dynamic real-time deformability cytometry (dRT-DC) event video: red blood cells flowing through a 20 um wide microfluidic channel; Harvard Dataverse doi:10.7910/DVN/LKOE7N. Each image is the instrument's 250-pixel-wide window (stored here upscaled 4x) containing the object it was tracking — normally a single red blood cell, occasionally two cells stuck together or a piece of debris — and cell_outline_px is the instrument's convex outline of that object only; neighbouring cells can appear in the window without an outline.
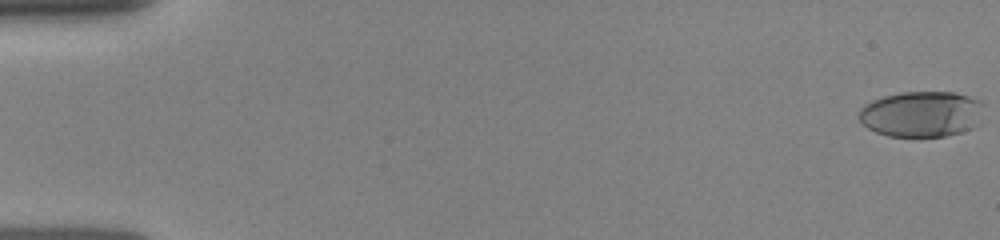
{"species": "human", "species_latin": "Homo sapiens", "temperature_condition": "room temperature", "stored_images_in_passage": 15, "camera_frame_rate_fps": 3000, "um_per_image_px": 0.085, "donor": {"sex": "female"}, "frame": {"image": 1, "passage_image": 1, "time_ms": 0.0, "image_size_px": [1000, 240], "cell_outline_px": [[984, 104], [972, 128], [960, 132], [944, 136], [888, 136], [876, 132], [868, 128], [860, 120], [860, 108], [864, 104], [872, 100], [884, 96], [900, 92], [956, 92], [980, 100]], "centroid_in_image_um": [78.29, 9.68], "position_along_channel_um": 6.7, "area_um2": 33.0}}
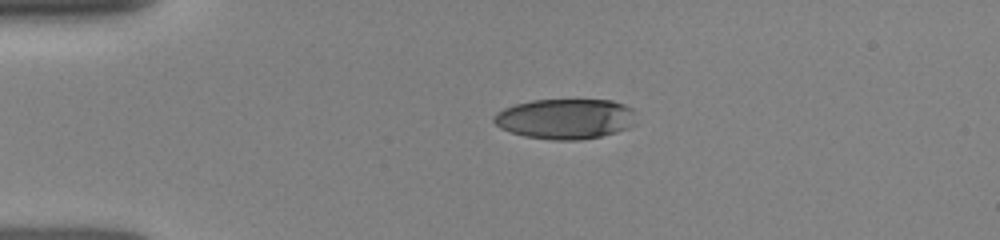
{"frame": {"image": 2, "passage_image": 11, "time_ms": 3.667, "image_size_px": [1000, 240], "cell_outline_px": [[636, 124], [628, 128], [616, 132], [600, 136], [580, 140], [552, 140], [524, 136], [500, 128], [492, 120], [492, 116], [496, 112], [504, 108], [516, 104], [532, 100], [612, 100], [624, 104], [632, 108], [636, 112]], "centroid_in_image_um": [48.08, 10.1], "position_along_channel_um": 36.9, "area_um2": 33.7}}
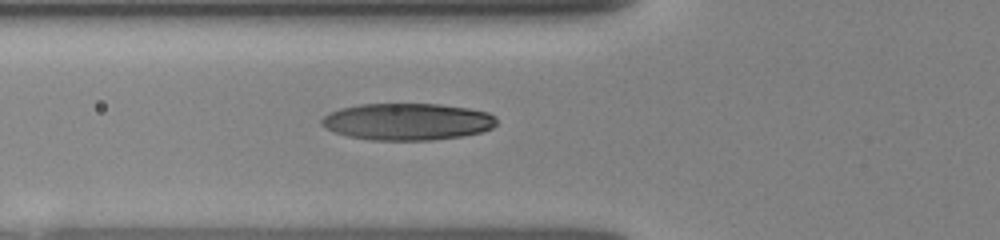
{"frame": {"image": 3, "passage_image": 15, "time_ms": 6.0, "image_size_px": [1000, 240], "cell_outline_px": [[496, 124], [492, 128], [480, 132], [464, 136], [432, 140], [372, 140], [348, 136], [324, 128], [320, 124], [320, 120], [324, 116], [340, 108], [360, 104], [440, 104], [468, 108], [488, 112], [496, 116]], "centroid_in_image_um": [34.63, 10.34], "position_along_channel_um": 91.2, "area_um2": 37.74}}